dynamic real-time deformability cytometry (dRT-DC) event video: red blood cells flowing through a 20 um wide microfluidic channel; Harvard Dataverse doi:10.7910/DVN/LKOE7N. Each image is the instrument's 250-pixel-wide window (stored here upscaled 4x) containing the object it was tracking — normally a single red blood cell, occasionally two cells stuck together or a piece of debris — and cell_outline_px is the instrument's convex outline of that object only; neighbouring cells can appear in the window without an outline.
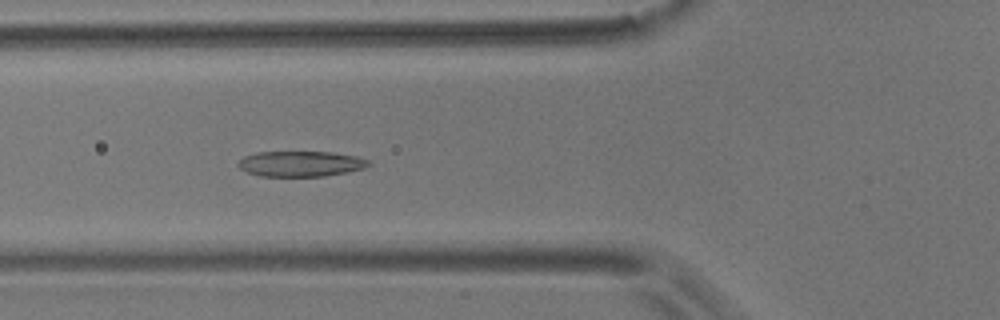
{"species": "common noctule bat (a hibernating species)", "species_latin": "Nyctalus noctula", "temperature_condition": "room temperature", "stored_images_in_passage": 56, "camera_frame_rate_fps": 3000, "um_per_image_px": 0.085, "animal": {"sex": "male", "body_mass_g": 17.9}, "frame": {"image": 1, "passage_image": 20, "time_ms": 6.333, "image_size_px": [1000, 320], "cell_outline_px": [[372, 164], [364, 168], [348, 172], [324, 176], [260, 176], [248, 172], [240, 168], [236, 164], [244, 156], [256, 152], [332, 152], [356, 156], [368, 160]], "centroid_in_image_um": [25.57, 13.92], "position_along_channel_um": 100.2, "area_um2": 19.36}}
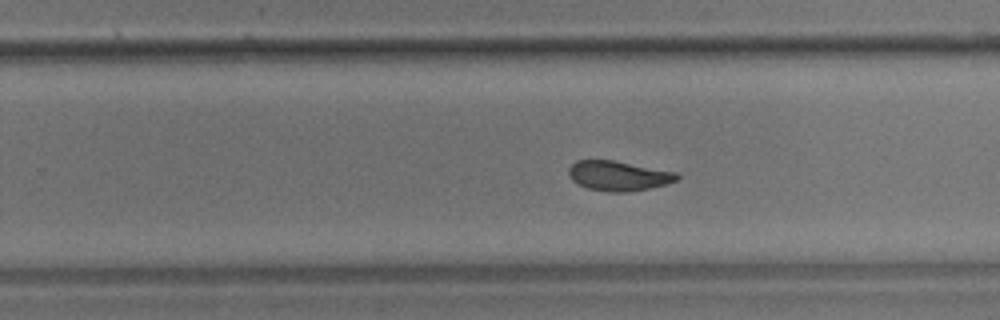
{"frame": {"image": 2, "passage_image": 35, "time_ms": 11.333, "image_size_px": [1000, 320], "cell_outline_px": [[680, 176], [676, 180], [664, 184], [648, 188], [628, 192], [608, 192], [588, 188], [572, 180], [568, 176], [568, 168], [576, 160], [612, 160], [676, 172]], "centroid_in_image_um": [52.53, 14.94], "position_along_channel_um": 277.3, "area_um2": 18.61}}
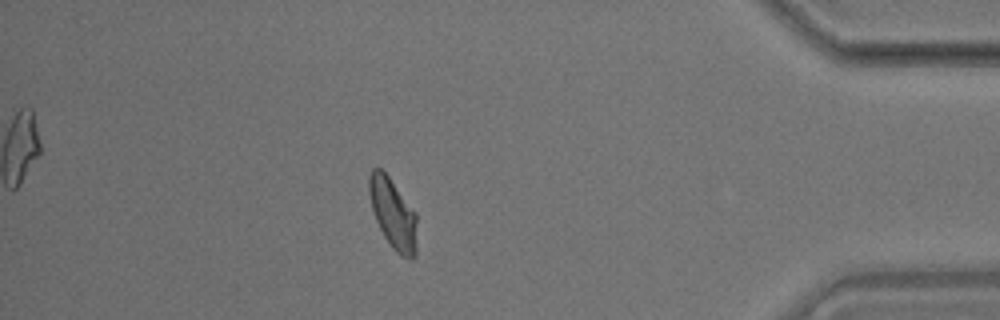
{"frame": {"image": 3, "passage_image": 49, "time_ms": 16.0, "image_size_px": [1000, 320], "cell_outline_px": [[416, 256], [412, 260], [408, 260], [400, 256], [392, 248], [384, 236], [372, 212], [368, 192], [368, 176], [372, 168], [380, 168], [388, 176], [416, 212]], "centroid_in_image_um": [33.4, 18.19], "position_along_channel_um": 401.8, "area_um2": 19.83}, "authors_computed_cell_mechanics": {"area_um2": 19.5942, "velocity_mm_per_s": 3.5394, "shape_relaxation_time_tau1_ms": 11.2542, "shape_relaxation_time_tau2_ms": 2.0814, "deformation_change_tau1": 0.2174, "deformation_change_tau2": 0.0707}}